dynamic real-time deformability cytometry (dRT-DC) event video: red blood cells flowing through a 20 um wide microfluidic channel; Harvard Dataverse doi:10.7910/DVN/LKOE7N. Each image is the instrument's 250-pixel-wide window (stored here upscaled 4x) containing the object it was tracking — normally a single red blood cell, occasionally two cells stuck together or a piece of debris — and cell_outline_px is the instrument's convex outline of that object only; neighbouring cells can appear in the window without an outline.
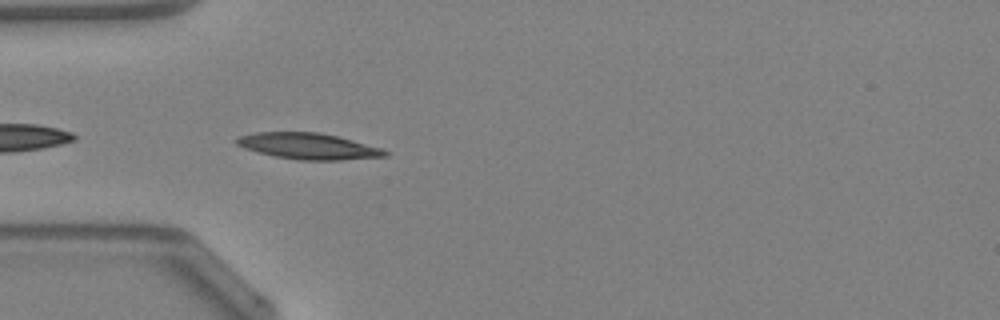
{"species": "Egyptian fruit bat (a non-hibernating species)", "species_latin": "Rousettus aegyptiacus", "temperature_condition": "warm", "stored_images_in_passage": 6, "camera_frame_rate_fps": 3000, "um_per_image_px": 0.085, "animal": {"sex": "female"}, "frame": {"image": 1, "passage_image": 2, "time_ms": 0.333, "image_size_px": [1000, 320], "cell_outline_px": [[388, 156], [340, 160], [300, 160], [276, 156], [244, 148], [236, 144], [236, 140], [240, 136], [256, 132], [320, 132], [340, 136], [384, 148], [388, 152]], "centroid_in_image_um": [26.29, 12.41], "position_along_channel_um": 58.7, "area_um2": 22.66}}